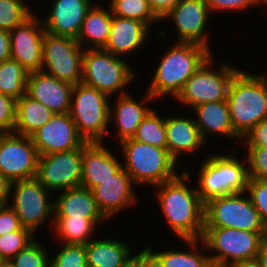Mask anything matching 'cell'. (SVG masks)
Segmentation results:
<instances>
[{
  "mask_svg": "<svg viewBox=\"0 0 267 267\" xmlns=\"http://www.w3.org/2000/svg\"><path fill=\"white\" fill-rule=\"evenodd\" d=\"M189 173L183 172L160 187L158 197L167 223L183 240H200L204 230V203L197 190L186 184Z\"/></svg>",
  "mask_w": 267,
  "mask_h": 267,
  "instance_id": "obj_1",
  "label": "cell"
},
{
  "mask_svg": "<svg viewBox=\"0 0 267 267\" xmlns=\"http://www.w3.org/2000/svg\"><path fill=\"white\" fill-rule=\"evenodd\" d=\"M209 49L196 43L177 42L158 65L143 102L165 94L176 98L186 81L211 57Z\"/></svg>",
  "mask_w": 267,
  "mask_h": 267,
  "instance_id": "obj_2",
  "label": "cell"
},
{
  "mask_svg": "<svg viewBox=\"0 0 267 267\" xmlns=\"http://www.w3.org/2000/svg\"><path fill=\"white\" fill-rule=\"evenodd\" d=\"M227 103L234 131L243 139L260 121L267 119V78L238 71L232 78Z\"/></svg>",
  "mask_w": 267,
  "mask_h": 267,
  "instance_id": "obj_3",
  "label": "cell"
},
{
  "mask_svg": "<svg viewBox=\"0 0 267 267\" xmlns=\"http://www.w3.org/2000/svg\"><path fill=\"white\" fill-rule=\"evenodd\" d=\"M119 143L126 159L123 168L134 184L145 183L156 187L178 175L174 171L177 162L167 148H158L132 138Z\"/></svg>",
  "mask_w": 267,
  "mask_h": 267,
  "instance_id": "obj_4",
  "label": "cell"
},
{
  "mask_svg": "<svg viewBox=\"0 0 267 267\" xmlns=\"http://www.w3.org/2000/svg\"><path fill=\"white\" fill-rule=\"evenodd\" d=\"M267 232H252L234 228L204 227L201 242L204 248L217 253L209 256L211 264L230 267L258 256L260 244ZM232 260L229 262V260Z\"/></svg>",
  "mask_w": 267,
  "mask_h": 267,
  "instance_id": "obj_5",
  "label": "cell"
},
{
  "mask_svg": "<svg viewBox=\"0 0 267 267\" xmlns=\"http://www.w3.org/2000/svg\"><path fill=\"white\" fill-rule=\"evenodd\" d=\"M235 157L210 156L202 163L199 176L201 201L205 204L212 198L246 192L249 181L248 169Z\"/></svg>",
  "mask_w": 267,
  "mask_h": 267,
  "instance_id": "obj_6",
  "label": "cell"
},
{
  "mask_svg": "<svg viewBox=\"0 0 267 267\" xmlns=\"http://www.w3.org/2000/svg\"><path fill=\"white\" fill-rule=\"evenodd\" d=\"M108 97L82 82L73 87L69 113L78 133L86 142H101L104 135L109 132Z\"/></svg>",
  "mask_w": 267,
  "mask_h": 267,
  "instance_id": "obj_7",
  "label": "cell"
},
{
  "mask_svg": "<svg viewBox=\"0 0 267 267\" xmlns=\"http://www.w3.org/2000/svg\"><path fill=\"white\" fill-rule=\"evenodd\" d=\"M244 192L215 197L204 204V227L234 228L267 232L259 212Z\"/></svg>",
  "mask_w": 267,
  "mask_h": 267,
  "instance_id": "obj_8",
  "label": "cell"
},
{
  "mask_svg": "<svg viewBox=\"0 0 267 267\" xmlns=\"http://www.w3.org/2000/svg\"><path fill=\"white\" fill-rule=\"evenodd\" d=\"M129 67L125 61L103 48L84 49L82 83L110 96L132 81L134 74Z\"/></svg>",
  "mask_w": 267,
  "mask_h": 267,
  "instance_id": "obj_9",
  "label": "cell"
},
{
  "mask_svg": "<svg viewBox=\"0 0 267 267\" xmlns=\"http://www.w3.org/2000/svg\"><path fill=\"white\" fill-rule=\"evenodd\" d=\"M83 55L75 38L45 32L41 71L75 86L82 82Z\"/></svg>",
  "mask_w": 267,
  "mask_h": 267,
  "instance_id": "obj_10",
  "label": "cell"
},
{
  "mask_svg": "<svg viewBox=\"0 0 267 267\" xmlns=\"http://www.w3.org/2000/svg\"><path fill=\"white\" fill-rule=\"evenodd\" d=\"M212 58H208L199 69L186 81L183 90L176 99L191 106L217 102L227 99V92L234 75L239 71L232 66L222 65L220 71L209 70Z\"/></svg>",
  "mask_w": 267,
  "mask_h": 267,
  "instance_id": "obj_11",
  "label": "cell"
},
{
  "mask_svg": "<svg viewBox=\"0 0 267 267\" xmlns=\"http://www.w3.org/2000/svg\"><path fill=\"white\" fill-rule=\"evenodd\" d=\"M13 189L10 207L17 214L22 227L35 233L45 219L54 215V202L48 201V189L36 177L12 182L11 191Z\"/></svg>",
  "mask_w": 267,
  "mask_h": 267,
  "instance_id": "obj_12",
  "label": "cell"
},
{
  "mask_svg": "<svg viewBox=\"0 0 267 267\" xmlns=\"http://www.w3.org/2000/svg\"><path fill=\"white\" fill-rule=\"evenodd\" d=\"M36 178L48 191L80 187L82 147L39 156Z\"/></svg>",
  "mask_w": 267,
  "mask_h": 267,
  "instance_id": "obj_13",
  "label": "cell"
},
{
  "mask_svg": "<svg viewBox=\"0 0 267 267\" xmlns=\"http://www.w3.org/2000/svg\"><path fill=\"white\" fill-rule=\"evenodd\" d=\"M38 158L31 136L8 133L0 145V173L11 182L34 178Z\"/></svg>",
  "mask_w": 267,
  "mask_h": 267,
  "instance_id": "obj_14",
  "label": "cell"
},
{
  "mask_svg": "<svg viewBox=\"0 0 267 267\" xmlns=\"http://www.w3.org/2000/svg\"><path fill=\"white\" fill-rule=\"evenodd\" d=\"M31 138L39 156L83 147L87 142L78 133L70 113H55Z\"/></svg>",
  "mask_w": 267,
  "mask_h": 267,
  "instance_id": "obj_15",
  "label": "cell"
},
{
  "mask_svg": "<svg viewBox=\"0 0 267 267\" xmlns=\"http://www.w3.org/2000/svg\"><path fill=\"white\" fill-rule=\"evenodd\" d=\"M43 22L32 14L10 31V57L27 71H41L43 61Z\"/></svg>",
  "mask_w": 267,
  "mask_h": 267,
  "instance_id": "obj_16",
  "label": "cell"
},
{
  "mask_svg": "<svg viewBox=\"0 0 267 267\" xmlns=\"http://www.w3.org/2000/svg\"><path fill=\"white\" fill-rule=\"evenodd\" d=\"M209 12L205 0L180 1L162 19H174L180 37L177 42L196 43L208 48L209 39L204 29Z\"/></svg>",
  "mask_w": 267,
  "mask_h": 267,
  "instance_id": "obj_17",
  "label": "cell"
},
{
  "mask_svg": "<svg viewBox=\"0 0 267 267\" xmlns=\"http://www.w3.org/2000/svg\"><path fill=\"white\" fill-rule=\"evenodd\" d=\"M73 85L42 71L30 72L26 94L54 113L70 111Z\"/></svg>",
  "mask_w": 267,
  "mask_h": 267,
  "instance_id": "obj_18",
  "label": "cell"
},
{
  "mask_svg": "<svg viewBox=\"0 0 267 267\" xmlns=\"http://www.w3.org/2000/svg\"><path fill=\"white\" fill-rule=\"evenodd\" d=\"M133 184L131 177L122 167L112 178L91 190L99 210L107 219L122 208L135 204Z\"/></svg>",
  "mask_w": 267,
  "mask_h": 267,
  "instance_id": "obj_19",
  "label": "cell"
},
{
  "mask_svg": "<svg viewBox=\"0 0 267 267\" xmlns=\"http://www.w3.org/2000/svg\"><path fill=\"white\" fill-rule=\"evenodd\" d=\"M90 3V0H55L47 19L42 20L45 32L77 39L87 11L92 7Z\"/></svg>",
  "mask_w": 267,
  "mask_h": 267,
  "instance_id": "obj_20",
  "label": "cell"
},
{
  "mask_svg": "<svg viewBox=\"0 0 267 267\" xmlns=\"http://www.w3.org/2000/svg\"><path fill=\"white\" fill-rule=\"evenodd\" d=\"M123 166L101 142H87L82 147L81 186L92 190L112 178Z\"/></svg>",
  "mask_w": 267,
  "mask_h": 267,
  "instance_id": "obj_21",
  "label": "cell"
},
{
  "mask_svg": "<svg viewBox=\"0 0 267 267\" xmlns=\"http://www.w3.org/2000/svg\"><path fill=\"white\" fill-rule=\"evenodd\" d=\"M55 218H86L95 224L106 217L99 210L90 189L74 187L62 190V193L54 201Z\"/></svg>",
  "mask_w": 267,
  "mask_h": 267,
  "instance_id": "obj_22",
  "label": "cell"
},
{
  "mask_svg": "<svg viewBox=\"0 0 267 267\" xmlns=\"http://www.w3.org/2000/svg\"><path fill=\"white\" fill-rule=\"evenodd\" d=\"M148 28L142 21L112 15L109 39L103 49L115 56L133 52L147 39Z\"/></svg>",
  "mask_w": 267,
  "mask_h": 267,
  "instance_id": "obj_23",
  "label": "cell"
},
{
  "mask_svg": "<svg viewBox=\"0 0 267 267\" xmlns=\"http://www.w3.org/2000/svg\"><path fill=\"white\" fill-rule=\"evenodd\" d=\"M198 119L195 120L204 141L208 132L227 137L242 138L234 131L227 100L202 103L192 108Z\"/></svg>",
  "mask_w": 267,
  "mask_h": 267,
  "instance_id": "obj_24",
  "label": "cell"
},
{
  "mask_svg": "<svg viewBox=\"0 0 267 267\" xmlns=\"http://www.w3.org/2000/svg\"><path fill=\"white\" fill-rule=\"evenodd\" d=\"M167 149L171 157L178 162L182 152H193L206 143L195 120L187 118H165Z\"/></svg>",
  "mask_w": 267,
  "mask_h": 267,
  "instance_id": "obj_25",
  "label": "cell"
},
{
  "mask_svg": "<svg viewBox=\"0 0 267 267\" xmlns=\"http://www.w3.org/2000/svg\"><path fill=\"white\" fill-rule=\"evenodd\" d=\"M116 104L115 112L109 106V122L111 123V116L116 118V126H118L117 133L119 141L130 139L134 136L136 129L141 124L143 119L151 111L150 107L142 106L140 102H136L128 93L121 92ZM112 114V115H111Z\"/></svg>",
  "mask_w": 267,
  "mask_h": 267,
  "instance_id": "obj_26",
  "label": "cell"
},
{
  "mask_svg": "<svg viewBox=\"0 0 267 267\" xmlns=\"http://www.w3.org/2000/svg\"><path fill=\"white\" fill-rule=\"evenodd\" d=\"M54 114L45 105L25 94L16 100L14 133L31 136L45 125Z\"/></svg>",
  "mask_w": 267,
  "mask_h": 267,
  "instance_id": "obj_27",
  "label": "cell"
},
{
  "mask_svg": "<svg viewBox=\"0 0 267 267\" xmlns=\"http://www.w3.org/2000/svg\"><path fill=\"white\" fill-rule=\"evenodd\" d=\"M101 7H91L85 16L81 31L77 37L79 44L84 47L92 43L93 49L104 48L109 39L111 30L112 12ZM87 40V41H86Z\"/></svg>",
  "mask_w": 267,
  "mask_h": 267,
  "instance_id": "obj_28",
  "label": "cell"
},
{
  "mask_svg": "<svg viewBox=\"0 0 267 267\" xmlns=\"http://www.w3.org/2000/svg\"><path fill=\"white\" fill-rule=\"evenodd\" d=\"M86 247L87 267H120L130 256V248L116 240H90Z\"/></svg>",
  "mask_w": 267,
  "mask_h": 267,
  "instance_id": "obj_29",
  "label": "cell"
},
{
  "mask_svg": "<svg viewBox=\"0 0 267 267\" xmlns=\"http://www.w3.org/2000/svg\"><path fill=\"white\" fill-rule=\"evenodd\" d=\"M189 247L193 248V252L185 251H163L152 252L153 250L148 247L149 253L152 258L153 267H209L211 261L209 256L199 253L197 250V242L199 240H184Z\"/></svg>",
  "mask_w": 267,
  "mask_h": 267,
  "instance_id": "obj_30",
  "label": "cell"
},
{
  "mask_svg": "<svg viewBox=\"0 0 267 267\" xmlns=\"http://www.w3.org/2000/svg\"><path fill=\"white\" fill-rule=\"evenodd\" d=\"M29 73L14 59L10 58L0 63V93L15 100L20 99L26 94Z\"/></svg>",
  "mask_w": 267,
  "mask_h": 267,
  "instance_id": "obj_31",
  "label": "cell"
},
{
  "mask_svg": "<svg viewBox=\"0 0 267 267\" xmlns=\"http://www.w3.org/2000/svg\"><path fill=\"white\" fill-rule=\"evenodd\" d=\"M55 233L66 244H87L95 229V223L86 218H54ZM55 222V223H54Z\"/></svg>",
  "mask_w": 267,
  "mask_h": 267,
  "instance_id": "obj_32",
  "label": "cell"
},
{
  "mask_svg": "<svg viewBox=\"0 0 267 267\" xmlns=\"http://www.w3.org/2000/svg\"><path fill=\"white\" fill-rule=\"evenodd\" d=\"M132 139L158 148H167L165 118L159 117L152 109L138 126Z\"/></svg>",
  "mask_w": 267,
  "mask_h": 267,
  "instance_id": "obj_33",
  "label": "cell"
},
{
  "mask_svg": "<svg viewBox=\"0 0 267 267\" xmlns=\"http://www.w3.org/2000/svg\"><path fill=\"white\" fill-rule=\"evenodd\" d=\"M110 9L114 16L142 21L148 27L151 22L160 20L149 7L147 0H111Z\"/></svg>",
  "mask_w": 267,
  "mask_h": 267,
  "instance_id": "obj_34",
  "label": "cell"
},
{
  "mask_svg": "<svg viewBox=\"0 0 267 267\" xmlns=\"http://www.w3.org/2000/svg\"><path fill=\"white\" fill-rule=\"evenodd\" d=\"M23 1L0 0V29L11 31L32 15Z\"/></svg>",
  "mask_w": 267,
  "mask_h": 267,
  "instance_id": "obj_35",
  "label": "cell"
},
{
  "mask_svg": "<svg viewBox=\"0 0 267 267\" xmlns=\"http://www.w3.org/2000/svg\"><path fill=\"white\" fill-rule=\"evenodd\" d=\"M33 234L31 230L22 227L20 230L1 235L0 257L4 261L12 259L19 251L36 240Z\"/></svg>",
  "mask_w": 267,
  "mask_h": 267,
  "instance_id": "obj_36",
  "label": "cell"
},
{
  "mask_svg": "<svg viewBox=\"0 0 267 267\" xmlns=\"http://www.w3.org/2000/svg\"><path fill=\"white\" fill-rule=\"evenodd\" d=\"M47 259L45 249L37 240H34L9 261L13 267H49Z\"/></svg>",
  "mask_w": 267,
  "mask_h": 267,
  "instance_id": "obj_37",
  "label": "cell"
},
{
  "mask_svg": "<svg viewBox=\"0 0 267 267\" xmlns=\"http://www.w3.org/2000/svg\"><path fill=\"white\" fill-rule=\"evenodd\" d=\"M49 267H87L85 244H66L63 246Z\"/></svg>",
  "mask_w": 267,
  "mask_h": 267,
  "instance_id": "obj_38",
  "label": "cell"
},
{
  "mask_svg": "<svg viewBox=\"0 0 267 267\" xmlns=\"http://www.w3.org/2000/svg\"><path fill=\"white\" fill-rule=\"evenodd\" d=\"M246 193L259 212L261 221L267 229V181L249 178Z\"/></svg>",
  "mask_w": 267,
  "mask_h": 267,
  "instance_id": "obj_39",
  "label": "cell"
},
{
  "mask_svg": "<svg viewBox=\"0 0 267 267\" xmlns=\"http://www.w3.org/2000/svg\"><path fill=\"white\" fill-rule=\"evenodd\" d=\"M249 178L267 181V148L248 146Z\"/></svg>",
  "mask_w": 267,
  "mask_h": 267,
  "instance_id": "obj_40",
  "label": "cell"
},
{
  "mask_svg": "<svg viewBox=\"0 0 267 267\" xmlns=\"http://www.w3.org/2000/svg\"><path fill=\"white\" fill-rule=\"evenodd\" d=\"M16 100L11 96L0 93V127L14 132L15 128Z\"/></svg>",
  "mask_w": 267,
  "mask_h": 267,
  "instance_id": "obj_41",
  "label": "cell"
},
{
  "mask_svg": "<svg viewBox=\"0 0 267 267\" xmlns=\"http://www.w3.org/2000/svg\"><path fill=\"white\" fill-rule=\"evenodd\" d=\"M21 228L22 225L19 218L10 205L0 207V236Z\"/></svg>",
  "mask_w": 267,
  "mask_h": 267,
  "instance_id": "obj_42",
  "label": "cell"
},
{
  "mask_svg": "<svg viewBox=\"0 0 267 267\" xmlns=\"http://www.w3.org/2000/svg\"><path fill=\"white\" fill-rule=\"evenodd\" d=\"M247 146L267 148V119L260 121L244 136Z\"/></svg>",
  "mask_w": 267,
  "mask_h": 267,
  "instance_id": "obj_43",
  "label": "cell"
},
{
  "mask_svg": "<svg viewBox=\"0 0 267 267\" xmlns=\"http://www.w3.org/2000/svg\"><path fill=\"white\" fill-rule=\"evenodd\" d=\"M210 11L212 10H243L254 4H258L256 0H205Z\"/></svg>",
  "mask_w": 267,
  "mask_h": 267,
  "instance_id": "obj_44",
  "label": "cell"
},
{
  "mask_svg": "<svg viewBox=\"0 0 267 267\" xmlns=\"http://www.w3.org/2000/svg\"><path fill=\"white\" fill-rule=\"evenodd\" d=\"M120 267H153L148 248L132 257H127Z\"/></svg>",
  "mask_w": 267,
  "mask_h": 267,
  "instance_id": "obj_45",
  "label": "cell"
},
{
  "mask_svg": "<svg viewBox=\"0 0 267 267\" xmlns=\"http://www.w3.org/2000/svg\"><path fill=\"white\" fill-rule=\"evenodd\" d=\"M149 7L161 20L180 0H147Z\"/></svg>",
  "mask_w": 267,
  "mask_h": 267,
  "instance_id": "obj_46",
  "label": "cell"
},
{
  "mask_svg": "<svg viewBox=\"0 0 267 267\" xmlns=\"http://www.w3.org/2000/svg\"><path fill=\"white\" fill-rule=\"evenodd\" d=\"M10 58V31L0 29V63Z\"/></svg>",
  "mask_w": 267,
  "mask_h": 267,
  "instance_id": "obj_47",
  "label": "cell"
},
{
  "mask_svg": "<svg viewBox=\"0 0 267 267\" xmlns=\"http://www.w3.org/2000/svg\"><path fill=\"white\" fill-rule=\"evenodd\" d=\"M12 182L0 173V207L7 205L11 193Z\"/></svg>",
  "mask_w": 267,
  "mask_h": 267,
  "instance_id": "obj_48",
  "label": "cell"
},
{
  "mask_svg": "<svg viewBox=\"0 0 267 267\" xmlns=\"http://www.w3.org/2000/svg\"><path fill=\"white\" fill-rule=\"evenodd\" d=\"M257 259L260 261L262 267H267V236L263 238Z\"/></svg>",
  "mask_w": 267,
  "mask_h": 267,
  "instance_id": "obj_49",
  "label": "cell"
},
{
  "mask_svg": "<svg viewBox=\"0 0 267 267\" xmlns=\"http://www.w3.org/2000/svg\"><path fill=\"white\" fill-rule=\"evenodd\" d=\"M230 267H262V266L260 261L257 258H255L251 260L240 261Z\"/></svg>",
  "mask_w": 267,
  "mask_h": 267,
  "instance_id": "obj_50",
  "label": "cell"
},
{
  "mask_svg": "<svg viewBox=\"0 0 267 267\" xmlns=\"http://www.w3.org/2000/svg\"><path fill=\"white\" fill-rule=\"evenodd\" d=\"M9 132L0 127V145Z\"/></svg>",
  "mask_w": 267,
  "mask_h": 267,
  "instance_id": "obj_51",
  "label": "cell"
},
{
  "mask_svg": "<svg viewBox=\"0 0 267 267\" xmlns=\"http://www.w3.org/2000/svg\"><path fill=\"white\" fill-rule=\"evenodd\" d=\"M0 267H13L10 261L5 260L0 264Z\"/></svg>",
  "mask_w": 267,
  "mask_h": 267,
  "instance_id": "obj_52",
  "label": "cell"
},
{
  "mask_svg": "<svg viewBox=\"0 0 267 267\" xmlns=\"http://www.w3.org/2000/svg\"><path fill=\"white\" fill-rule=\"evenodd\" d=\"M256 1L258 4L261 2V3H265L267 5V0H256Z\"/></svg>",
  "mask_w": 267,
  "mask_h": 267,
  "instance_id": "obj_53",
  "label": "cell"
},
{
  "mask_svg": "<svg viewBox=\"0 0 267 267\" xmlns=\"http://www.w3.org/2000/svg\"><path fill=\"white\" fill-rule=\"evenodd\" d=\"M209 267H218L217 265L211 264Z\"/></svg>",
  "mask_w": 267,
  "mask_h": 267,
  "instance_id": "obj_54",
  "label": "cell"
},
{
  "mask_svg": "<svg viewBox=\"0 0 267 267\" xmlns=\"http://www.w3.org/2000/svg\"><path fill=\"white\" fill-rule=\"evenodd\" d=\"M4 260L0 257V264L3 262Z\"/></svg>",
  "mask_w": 267,
  "mask_h": 267,
  "instance_id": "obj_55",
  "label": "cell"
}]
</instances>
